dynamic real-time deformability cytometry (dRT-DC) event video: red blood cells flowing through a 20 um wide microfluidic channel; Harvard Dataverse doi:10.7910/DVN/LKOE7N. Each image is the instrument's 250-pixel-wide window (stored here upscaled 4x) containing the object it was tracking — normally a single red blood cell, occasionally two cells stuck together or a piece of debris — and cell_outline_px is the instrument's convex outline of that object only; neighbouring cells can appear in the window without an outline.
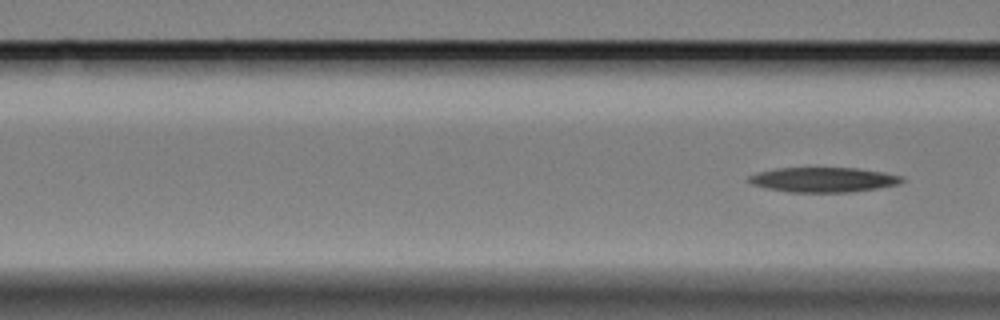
{"species": "Egyptian fruit bat (a non-hibernating species)", "species_latin": "Rousettus aegyptiacus", "temperature_condition": "cold", "stored_images_in_passage": 5, "segment_of_instrument_passage": [2, 2], "camera_frame_rate_fps": 3000, "um_per_image_px": 0.085, "animal": {"sex": "female"}, "frame": {"image": 1, "passage_image": 5, "time_ms": 4.667, "image_size_px": [1000, 320], "cell_outline_px": [[904, 180], [900, 184], [880, 188], [852, 192], [788, 192], [768, 188], [752, 184], [748, 180], [748, 176], [760, 172], [776, 168], [856, 168], [904, 176]], "centroid_in_image_um": [70.03, 15.28], "position_along_channel_um": 96.6, "area_um2": 22.08}}